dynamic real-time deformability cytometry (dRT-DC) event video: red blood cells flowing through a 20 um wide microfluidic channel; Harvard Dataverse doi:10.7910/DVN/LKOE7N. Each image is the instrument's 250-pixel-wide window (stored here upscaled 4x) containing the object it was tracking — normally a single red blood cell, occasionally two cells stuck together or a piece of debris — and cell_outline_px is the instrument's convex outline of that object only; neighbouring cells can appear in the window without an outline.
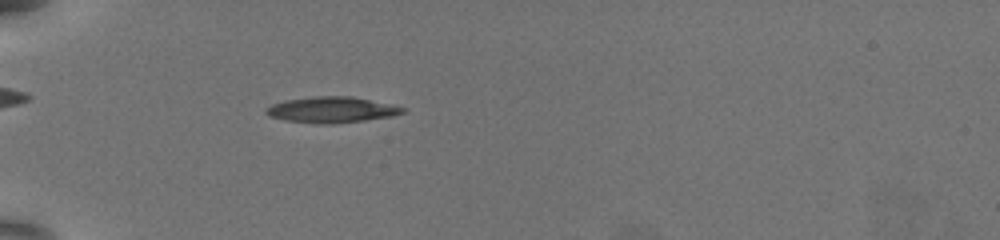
{"species": "common noctule bat (a hibernating species)", "species_latin": "Nyctalus noctula", "temperature_condition": "warm", "stored_images_in_passage": 38, "camera_frame_rate_fps": 3000, "um_per_image_px": 0.085, "animal": {"sex": "female", "body_mass_g": 19.5, "forearm_length_mm": 54.1}, "frame": {"image": 1, "passage_image": 1, "time_ms": 0.0, "image_size_px": [1000, 240], "cell_outline_px": [[404, 112], [392, 116], [364, 120], [332, 124], [320, 124], [284, 120], [268, 116], [264, 112], [264, 108], [272, 104], [284, 100], [316, 96], [352, 96], [404, 108]], "centroid_in_image_um": [28.09, 9.33], "position_along_channel_um": 56.9, "area_um2": 20.46}}
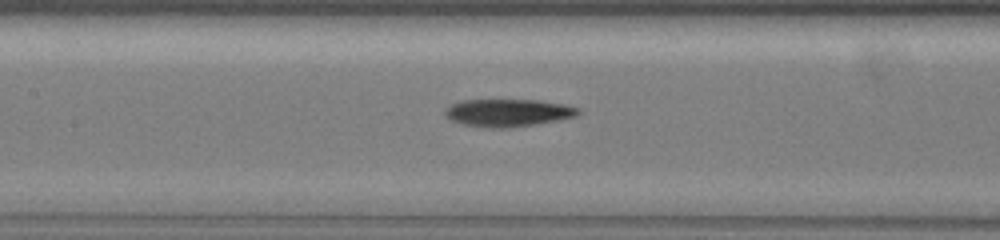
{"frame": {"image": 2, "passage_image": 11, "time_ms": 3.333, "image_size_px": [1000, 240], "cell_outline_px": [[580, 112], [576, 116], [536, 124], [512, 128], [484, 128], [464, 124], [452, 120], [444, 112], [444, 108], [452, 104], [464, 100], [536, 100], [564, 104], [576, 108]], "centroid_in_image_um": [43.15, 9.59], "position_along_channel_um": 164.2, "area_um2": 21.21}}
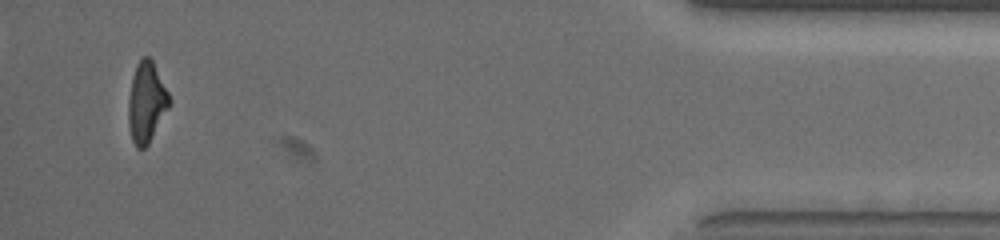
{"frame": {"image": 3, "passage_image": 36, "time_ms": 11.667, "image_size_px": [1000, 240], "cell_outline_px": [[172, 100], [168, 108], [148, 144], [144, 148], [136, 148], [132, 140], [128, 124], [128, 100], [132, 76], [136, 64], [144, 56], [148, 56], [152, 60]], "centroid_in_image_um": [12.43, 8.69], "position_along_channel_um": 422.8, "area_um2": 19.07}, "authors_computed_cell_mechanics": {"area_um2": 20.4034, "velocity_mm_per_s": 3.8395, "shape_relaxation_time_tau1_ms": 3.3257, "shape_relaxation_time_tau2_ms": 3.7989, "deformation_change_tau1": 0.1692, "deformation_change_tau2": 0.1465}}